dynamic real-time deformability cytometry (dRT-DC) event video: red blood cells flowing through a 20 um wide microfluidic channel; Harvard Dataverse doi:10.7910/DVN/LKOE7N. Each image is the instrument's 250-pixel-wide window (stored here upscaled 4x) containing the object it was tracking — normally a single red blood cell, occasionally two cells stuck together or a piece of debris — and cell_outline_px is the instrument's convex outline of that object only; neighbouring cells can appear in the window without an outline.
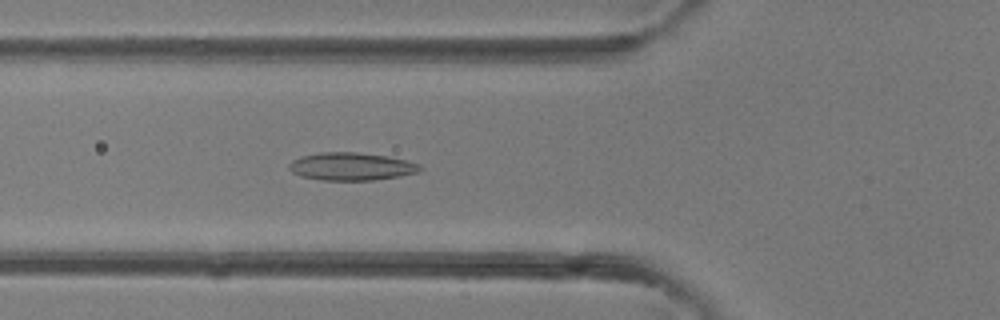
{"species": "common noctule bat (a hibernating species)", "species_latin": "Nyctalus noctula", "temperature_condition": "room temperature", "stored_images_in_passage": 32, "camera_frame_rate_fps": 3000, "um_per_image_px": 0.085, "animal": {"sex": "female"}, "frame": {"image": 1, "passage_image": 6, "time_ms": 1.667, "image_size_px": [1000, 320], "cell_outline_px": [[424, 168], [420, 172], [400, 176], [372, 180], [320, 180], [300, 176], [292, 172], [288, 168], [288, 164], [292, 160], [300, 156], [320, 152], [356, 152], [388, 156], [408, 160], [420, 164]], "centroid_in_image_um": [29.88, 14.14], "position_along_channel_um": 95.9, "area_um2": 21.5}}
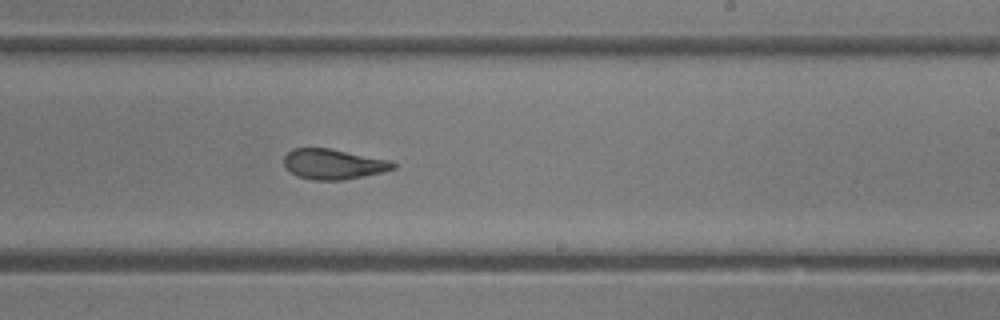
{"frame": {"image": 2, "passage_image": 16, "time_ms": 5.0, "image_size_px": [1000, 320], "cell_outline_px": [[396, 168], [384, 172], [344, 180], [312, 180], [296, 176], [284, 164], [284, 156], [292, 148], [328, 148], [392, 160], [396, 164]], "centroid_in_image_um": [28.37, 13.95], "position_along_channel_um": 260.6, "area_um2": 19.36}}
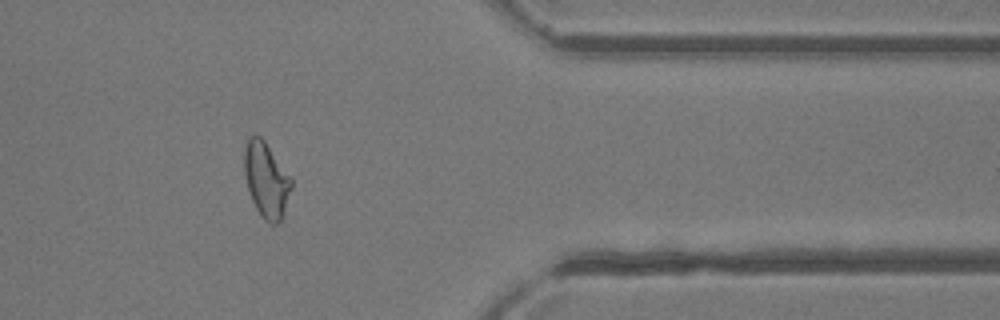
{"frame": {"image": 3, "passage_image": 25, "time_ms": 8.0, "image_size_px": [1000, 320], "cell_outline_px": [[292, 188], [284, 216], [276, 224], [268, 224], [260, 216], [252, 200], [248, 188], [244, 172], [244, 148], [248, 136], [256, 132], [264, 140], [292, 180]], "centroid_in_image_um": [22.62, 15.3], "position_along_channel_um": 388.8, "area_um2": 20.81}}